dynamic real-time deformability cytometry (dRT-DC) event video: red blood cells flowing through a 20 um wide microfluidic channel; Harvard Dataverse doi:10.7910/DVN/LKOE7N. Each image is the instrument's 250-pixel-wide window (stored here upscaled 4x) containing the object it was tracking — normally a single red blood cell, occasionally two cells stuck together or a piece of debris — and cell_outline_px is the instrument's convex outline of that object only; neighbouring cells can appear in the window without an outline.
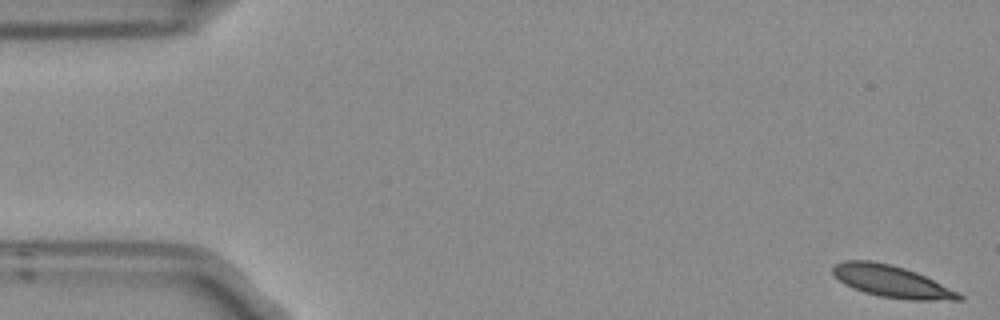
{"species": "Egyptian fruit bat (a non-hibernating species)", "species_latin": "Rousettus aegyptiacus", "temperature_condition": "room temperature", "stored_images_in_passage": 4, "camera_frame_rate_fps": 3000, "um_per_image_px": 0.085, "frame": {"image": 1, "passage_image": 1, "time_ms": 0.0, "image_size_px": [1000, 320], "cell_outline_px": [[964, 300], [908, 300], [880, 296], [864, 292], [852, 288], [844, 284], [832, 272], [832, 268], [836, 264], [844, 260], [868, 260], [888, 264], [904, 268], [916, 272], [964, 296]], "centroid_in_image_um": [75.75, 23.93], "position_along_channel_um": 9.2, "area_um2": 23.0}}
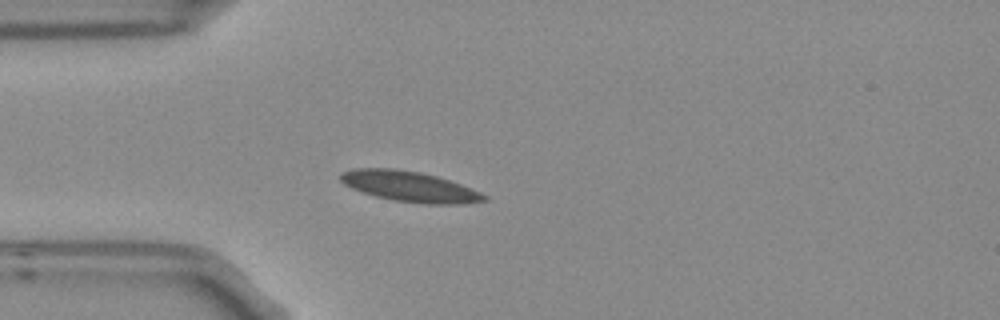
{"frame": {"image": 2, "passage_image": 4, "time_ms": 1.0, "image_size_px": [1000, 320], "cell_outline_px": [[488, 200], [468, 204], [424, 204], [392, 200], [376, 196], [352, 188], [344, 184], [340, 180], [340, 176], [344, 172], [356, 168], [392, 168], [420, 172], [436, 176], [460, 184], [480, 192], [488, 196]], "centroid_in_image_um": [34.86, 15.86], "position_along_channel_um": 50.1, "area_um2": 25.37}}